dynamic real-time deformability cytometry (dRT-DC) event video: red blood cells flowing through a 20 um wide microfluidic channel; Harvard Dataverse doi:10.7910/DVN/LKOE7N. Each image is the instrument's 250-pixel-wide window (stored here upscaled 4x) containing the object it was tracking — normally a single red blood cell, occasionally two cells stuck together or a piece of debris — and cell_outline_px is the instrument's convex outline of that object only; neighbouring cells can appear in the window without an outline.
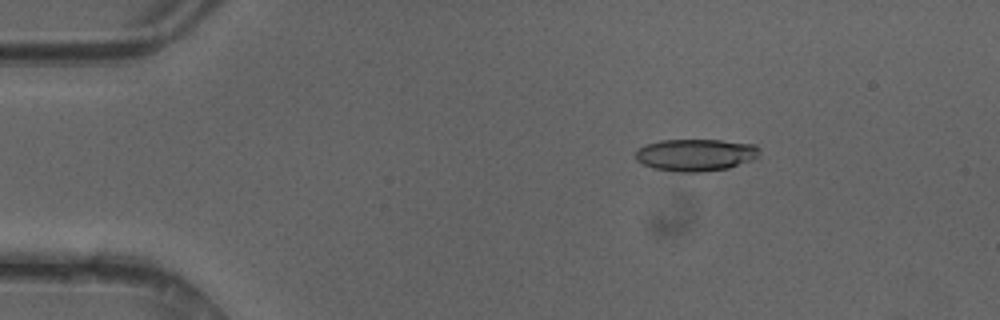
{"species": "common noctule bat (a hibernating species)", "species_latin": "Nyctalus noctula", "temperature_condition": "cold", "stored_images_in_passage": 49, "camera_frame_rate_fps": 3000, "um_per_image_px": 0.085, "animal": {"sex": "female"}, "frame": {"image": 1, "passage_image": 8, "time_ms": 2.333, "image_size_px": [1000, 320], "cell_outline_px": [[760, 148], [756, 156], [752, 160], [728, 168], [700, 172], [676, 172], [652, 168], [636, 160], [636, 152], [644, 144], [660, 140], [720, 140], [756, 144]], "centroid_in_image_um": [59.12, 13.16], "position_along_channel_um": 25.9, "area_um2": 23.24}}
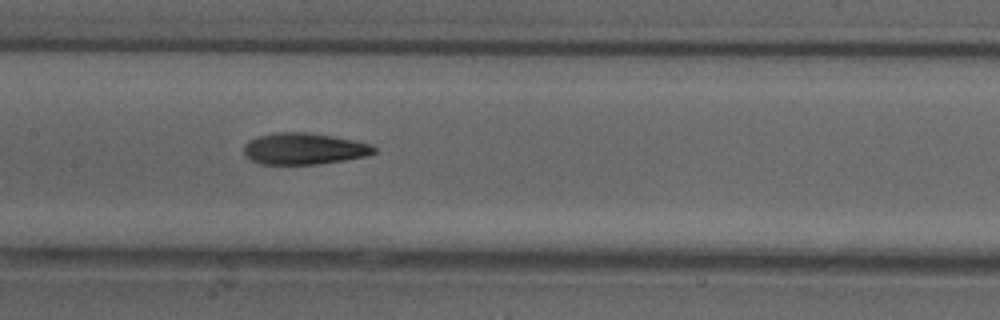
{"frame": {"image": 2, "passage_image": 24, "time_ms": 7.667, "image_size_px": [1000, 320], "cell_outline_px": [[376, 152], [364, 156], [344, 160], [320, 164], [260, 164], [252, 160], [244, 152], [244, 144], [248, 140], [256, 136], [276, 132], [308, 132], [332, 136], [372, 144], [376, 148]], "centroid_in_image_um": [25.82, 12.63], "position_along_channel_um": 181.6, "area_um2": 23.87}}
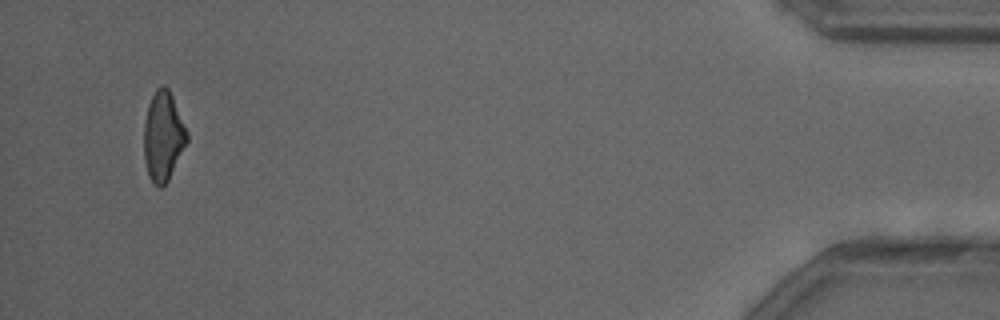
{"frame": {"image": 3, "passage_image": 47, "time_ms": 15.333, "image_size_px": [1000, 320], "cell_outline_px": [[188, 140], [168, 180], [160, 188], [152, 184], [148, 176], [144, 160], [144, 124], [148, 104], [156, 88], [164, 84], [168, 88], [172, 96], [188, 132]], "centroid_in_image_um": [13.85, 11.59], "position_along_channel_um": 421.3, "area_um2": 22.43}, "authors_computed_cell_mechanics": {"area_um2": 23.409, "velocity_mm_per_s": 4.202, "shape_relaxation_time_tau1_ms": 8.4468, "shape_relaxation_time_tau2_ms": 4.3862, "deformation_change_tau1": 0.2299, "deformation_change_tau2": 0.1507}}